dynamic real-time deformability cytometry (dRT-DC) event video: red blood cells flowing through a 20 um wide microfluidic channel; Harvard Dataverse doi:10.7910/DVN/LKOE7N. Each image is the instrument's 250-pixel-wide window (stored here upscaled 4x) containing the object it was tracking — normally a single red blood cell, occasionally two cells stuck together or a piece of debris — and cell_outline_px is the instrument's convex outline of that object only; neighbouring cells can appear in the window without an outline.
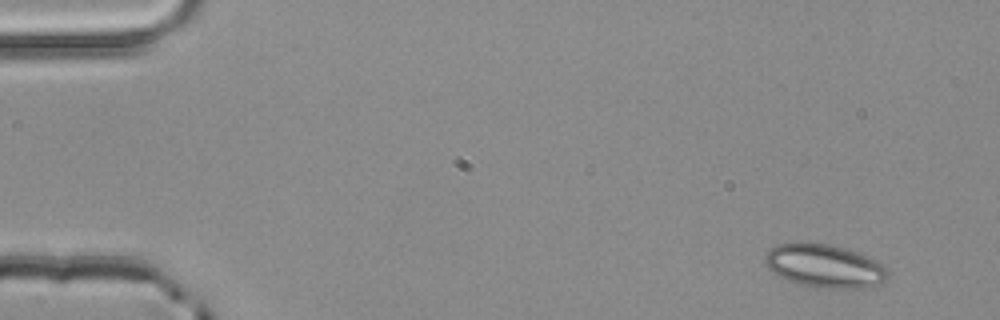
{"species": "common noctule bat (a hibernating species)", "species_latin": "Nyctalus noctula", "temperature_condition": "room temperature", "stored_images_in_passage": 5, "camera_frame_rate_fps": 3000, "um_per_image_px": 0.085, "animal": {"sex": "male", "body_mass_g": 20.4}, "frame": {"image": 1, "passage_image": 1, "time_ms": 0.0, "image_size_px": [1000, 320], "cell_outline_px": [[888, 276], [880, 284], [864, 288], [812, 288], [776, 276], [764, 264], [764, 256], [776, 244], [828, 244], [844, 248], [856, 252], [876, 260], [884, 264], [888, 268]], "centroid_in_image_um": [70.09, 22.64], "position_along_channel_um": 14.9, "area_um2": 30.92}}
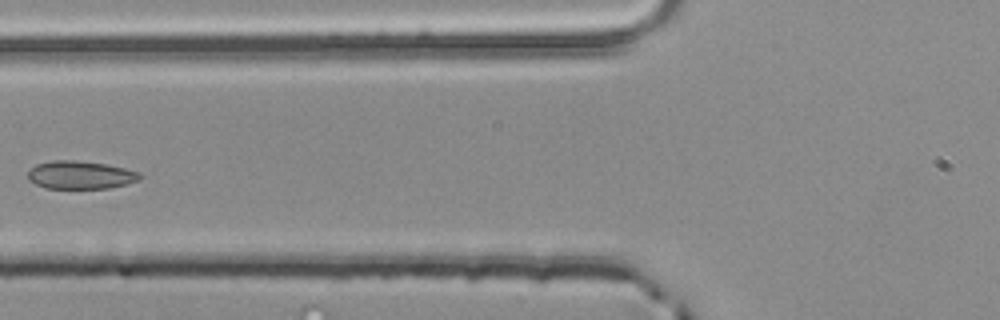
{"frame": {"image": 2, "passage_image": 5, "time_ms": 1.333, "image_size_px": [1000, 320], "cell_outline_px": [[140, 180], [108, 188], [44, 188], [28, 180], [28, 172], [36, 164], [52, 160], [72, 160], [108, 164], [140, 172]], "centroid_in_image_um": [6.82, 14.87], "position_along_channel_um": 119.0, "area_um2": 18.21}}